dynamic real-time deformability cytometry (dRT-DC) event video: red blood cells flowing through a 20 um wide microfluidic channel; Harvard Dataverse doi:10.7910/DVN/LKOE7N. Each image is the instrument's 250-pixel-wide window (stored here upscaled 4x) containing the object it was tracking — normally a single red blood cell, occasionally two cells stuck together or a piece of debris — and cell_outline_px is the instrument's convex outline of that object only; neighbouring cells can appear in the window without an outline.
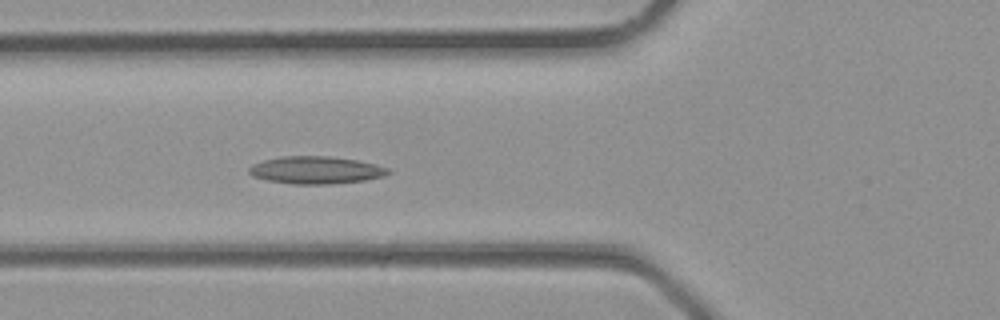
{"species": "common noctule bat (a hibernating species)", "species_latin": "Nyctalus noctula", "temperature_condition": "room temperature", "stored_images_in_passage": 36, "camera_frame_rate_fps": 3000, "um_per_image_px": 0.085, "animal": {"sex": "male", "body_mass_g": 23.1, "forearm_length_mm": 52.7}, "frame": {"image": 1, "passage_image": 14, "time_ms": 4.333, "image_size_px": [1000, 320], "cell_outline_px": [[392, 172], [384, 176], [364, 180], [332, 184], [296, 184], [268, 180], [252, 176], [248, 172], [248, 168], [252, 164], [264, 160], [280, 156], [328, 156], [356, 160], [376, 164], [388, 168]], "centroid_in_image_um": [26.85, 14.45], "position_along_channel_um": 99.0, "area_um2": 22.25}}
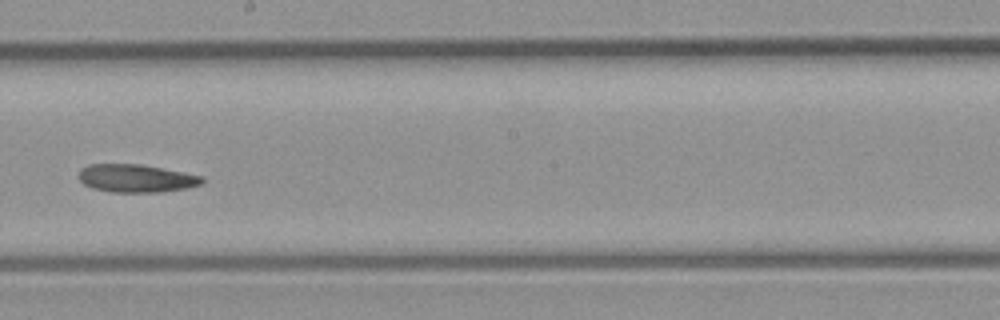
{"frame": {"image": 2, "passage_image": 21, "time_ms": 6.667, "image_size_px": [1000, 320], "cell_outline_px": [[204, 180], [200, 184], [184, 188], [160, 192], [112, 192], [92, 188], [84, 184], [76, 176], [80, 168], [88, 164], [140, 164], [204, 176]], "centroid_in_image_um": [11.51, 15.15], "position_along_channel_um": 236.7, "area_um2": 20.11}}
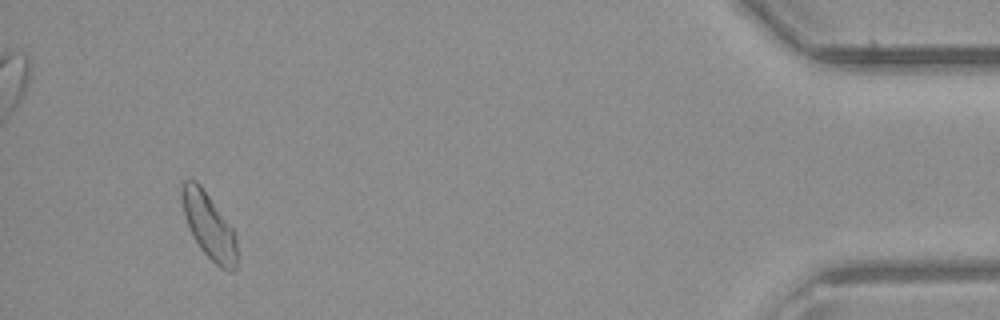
{"frame": {"image": 3, "passage_image": 34, "time_ms": 11.0, "image_size_px": [1000, 320], "cell_outline_px": [[236, 268], [232, 272], [228, 272], [220, 268], [200, 248], [192, 236], [188, 228], [184, 216], [180, 196], [180, 192], [184, 180], [196, 180], [200, 184], [232, 228], [236, 236]], "centroid_in_image_um": [17.73, 19.2], "position_along_channel_um": 417.5, "area_um2": 21.04}}